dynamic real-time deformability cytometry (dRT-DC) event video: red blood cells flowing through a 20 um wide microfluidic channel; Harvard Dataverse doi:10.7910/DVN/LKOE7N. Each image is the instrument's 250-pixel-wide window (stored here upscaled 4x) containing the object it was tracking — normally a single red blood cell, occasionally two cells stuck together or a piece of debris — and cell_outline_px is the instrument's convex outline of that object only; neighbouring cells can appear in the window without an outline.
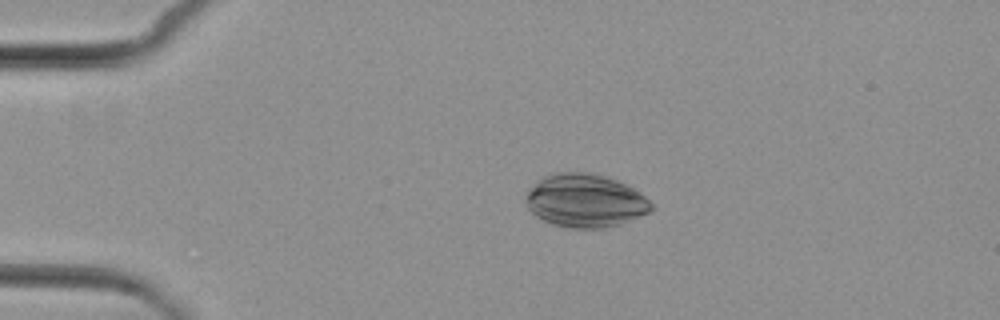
{"species": "common noctule bat (a hibernating species)", "species_latin": "Nyctalus noctula", "temperature_condition": "cold", "stored_images_in_passage": 6, "camera_frame_rate_fps": 3000, "um_per_image_px": 0.085, "animal": {"sex": "female", "body_mass_g": 29.2, "forearm_length_mm": 56.3}, "frame": {"image": 1, "passage_image": 2, "time_ms": 2.333, "image_size_px": [1000, 320], "cell_outline_px": [[656, 208], [652, 212], [620, 224], [604, 228], [568, 228], [552, 224], [536, 216], [528, 208], [524, 200], [524, 196], [536, 180], [552, 172], [596, 172], [608, 176], [640, 192]], "centroid_in_image_um": [49.74, 17.04], "position_along_channel_um": 35.3, "area_um2": 39.54}}
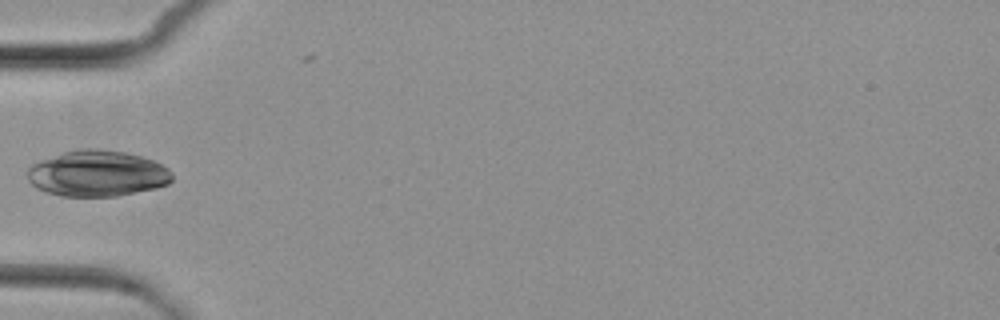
{"frame": {"image": 2, "passage_image": 4, "time_ms": 4.667, "image_size_px": [1000, 320], "cell_outline_px": [[172, 180], [168, 184], [156, 188], [116, 196], [60, 196], [36, 188], [28, 180], [28, 168], [32, 164], [64, 152], [80, 148], [100, 148], [124, 152], [140, 156], [152, 160], [168, 168], [172, 172]], "centroid_in_image_um": [8.28, 14.74], "position_along_channel_um": 76.7, "area_um2": 38.67}}
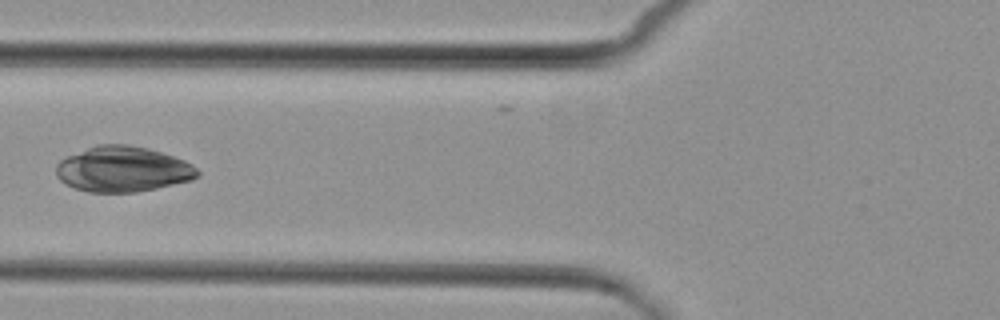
{"frame": {"image": 3, "passage_image": 5, "time_ms": 5.667, "image_size_px": [1000, 320], "cell_outline_px": [[200, 176], [192, 180], [156, 188], [136, 192], [88, 192], [64, 184], [56, 176], [56, 164], [60, 160], [68, 156], [96, 144], [128, 144], [148, 148], [184, 160], [192, 164], [200, 172]], "centroid_in_image_um": [10.44, 14.38], "position_along_channel_um": 115.4, "area_um2": 37.51}}